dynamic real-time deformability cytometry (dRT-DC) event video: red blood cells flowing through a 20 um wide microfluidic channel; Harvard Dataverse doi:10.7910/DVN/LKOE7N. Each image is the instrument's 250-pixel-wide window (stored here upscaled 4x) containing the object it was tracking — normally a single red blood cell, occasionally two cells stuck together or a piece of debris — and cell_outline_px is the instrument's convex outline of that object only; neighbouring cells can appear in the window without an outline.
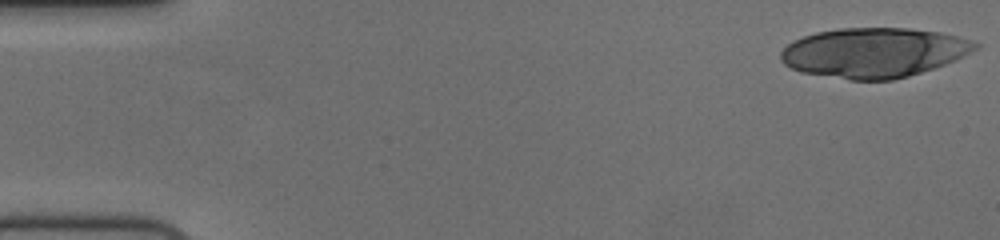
{"species": "human", "species_latin": "Homo sapiens", "temperature_condition": "cold", "stored_images_in_passage": 26, "camera_frame_rate_fps": 3000, "um_per_image_px": 0.085, "donor": {"sex": "female"}, "frame": {"image": 1, "passage_image": 1, "time_ms": 0.0, "image_size_px": [1000, 240], "cell_outline_px": [[980, 44], [976, 48], [956, 60], [908, 76], [892, 80], [852, 80], [800, 72], [784, 64], [780, 60], [780, 52], [792, 40], [816, 32], [840, 28], [908, 28], [940, 32], [972, 40]], "centroid_in_image_um": [74.24, 4.47], "position_along_channel_um": 10.8, "area_um2": 56.18}}
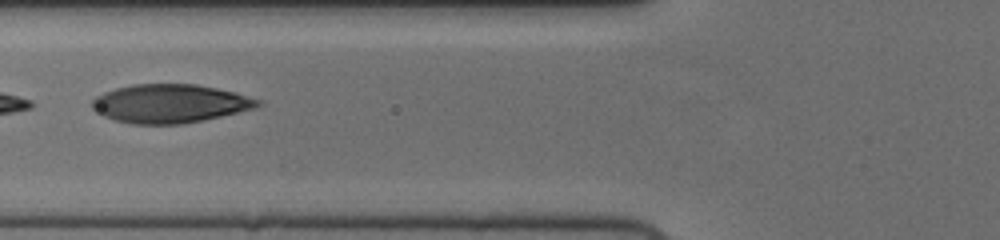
{"frame": {"image": 2, "passage_image": 22, "time_ms": 7.0, "image_size_px": [1000, 240], "cell_outline_px": [[264, 104], [256, 108], [220, 116], [180, 124], [132, 124], [116, 120], [104, 116], [92, 108], [92, 100], [96, 96], [104, 92], [116, 88], [132, 84], [196, 84], [236, 92], [260, 100]], "centroid_in_image_um": [14.45, 8.79], "position_along_channel_um": 111.3, "area_um2": 37.11}}